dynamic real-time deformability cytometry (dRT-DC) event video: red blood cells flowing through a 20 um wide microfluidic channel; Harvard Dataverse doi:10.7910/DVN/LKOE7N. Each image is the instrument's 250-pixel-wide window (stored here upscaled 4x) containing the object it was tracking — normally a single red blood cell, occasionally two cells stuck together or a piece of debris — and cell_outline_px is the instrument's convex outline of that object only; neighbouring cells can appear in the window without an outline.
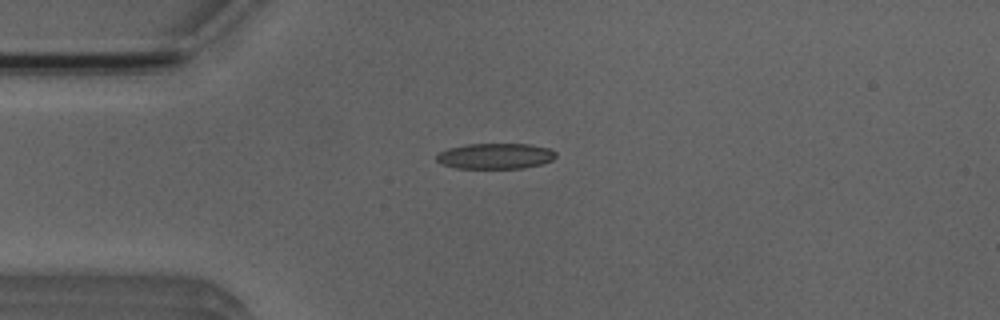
{"species": "Egyptian fruit bat (a non-hibernating species)", "species_latin": "Rousettus aegyptiacus", "temperature_condition": "room temperature", "stored_images_in_passage": 5, "camera_frame_rate_fps": 3000, "um_per_image_px": 0.085, "animal": {"sex": "male"}, "frame": {"image": 1, "passage_image": 1, "time_ms": 0.0, "image_size_px": [1000, 320], "cell_outline_px": [[556, 156], [552, 160], [540, 164], [524, 168], [456, 168], [444, 164], [436, 160], [436, 156], [440, 152], [448, 148], [468, 144], [528, 144], [548, 148], [556, 152]], "centroid_in_image_um": [42.11, 13.26], "position_along_channel_um": 42.9, "area_um2": 17.69}}
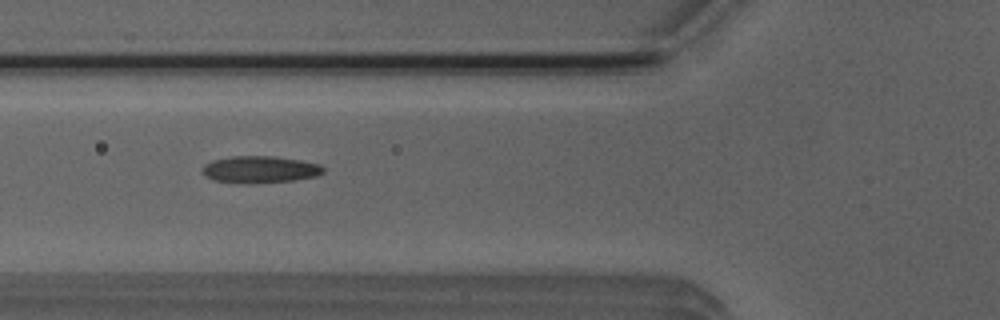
{"frame": {"image": 2, "passage_image": 3, "time_ms": 2.0, "image_size_px": [1000, 320], "cell_outline_px": [[324, 172], [316, 176], [292, 180], [252, 184], [248, 184], [216, 180], [208, 176], [204, 172], [204, 164], [212, 160], [232, 156], [272, 156], [300, 160], [320, 164], [324, 168]], "centroid_in_image_um": [22.13, 14.4], "position_along_channel_um": 103.7, "area_um2": 18.79}}
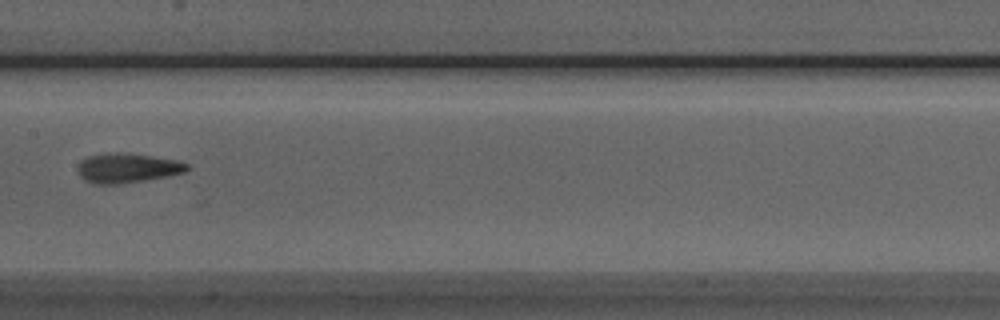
{"frame": {"image": 3, "passage_image": 5, "time_ms": 4.333, "image_size_px": [1000, 320], "cell_outline_px": [[192, 168], [184, 172], [168, 176], [144, 180], [116, 184], [92, 184], [84, 180], [80, 176], [80, 160], [88, 156], [116, 152], [120, 152], [152, 156], [180, 160], [188, 164]], "centroid_in_image_um": [10.87, 14.28], "position_along_channel_um": 196.5, "area_um2": 18.79}}